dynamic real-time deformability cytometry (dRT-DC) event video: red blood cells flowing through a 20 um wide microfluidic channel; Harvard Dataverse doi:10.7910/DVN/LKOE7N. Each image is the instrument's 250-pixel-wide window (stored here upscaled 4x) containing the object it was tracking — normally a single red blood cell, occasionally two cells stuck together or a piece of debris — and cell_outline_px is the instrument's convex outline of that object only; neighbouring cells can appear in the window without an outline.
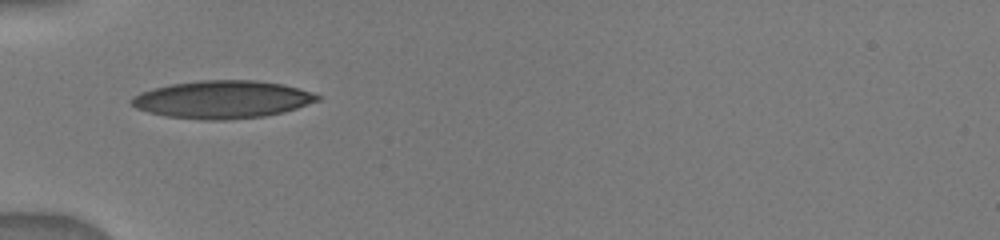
{"species": "human", "species_latin": "Homo sapiens", "temperature_condition": "warm", "stored_images_in_passage": 40, "camera_frame_rate_fps": 3000, "um_per_image_px": 0.085, "donor": {"sex": "male"}, "frame": {"image": 1, "passage_image": 1, "time_ms": 0.0, "image_size_px": [1000, 240], "cell_outline_px": [[320, 100], [284, 112], [264, 116], [228, 120], [200, 120], [164, 116], [148, 112], [136, 108], [132, 104], [132, 96], [140, 92], [152, 88], [172, 84], [200, 80], [256, 80], [284, 84], [300, 88], [312, 92], [320, 96]], "centroid_in_image_um": [18.9, 8.46], "position_along_channel_um": 66.1, "area_um2": 41.1}}
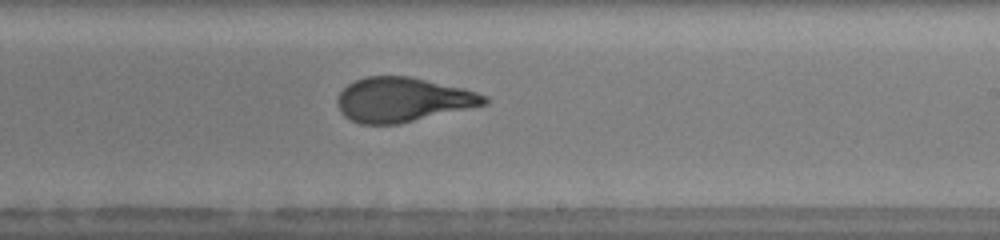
{"frame": {"image": 2, "passage_image": 20, "time_ms": 4.667, "image_size_px": [1000, 240], "cell_outline_px": [[488, 104], [396, 124], [360, 124], [344, 116], [340, 112], [336, 104], [336, 100], [340, 92], [348, 84], [356, 80], [368, 76], [408, 76], [464, 88], [488, 96]], "centroid_in_image_um": [34.21, 8.47], "position_along_channel_um": 254.8, "area_um2": 37.86}}
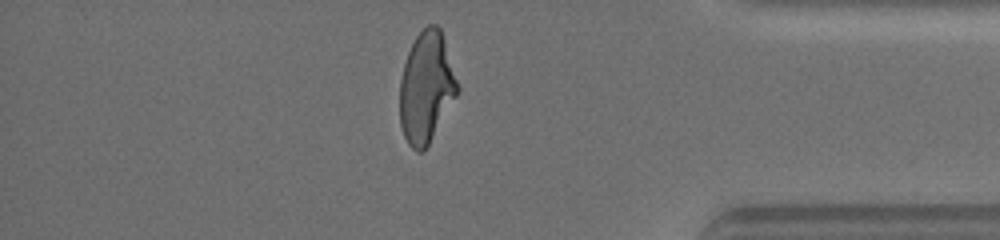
{"frame": {"image": 3, "passage_image": 36, "time_ms": 8.667, "image_size_px": [1000, 240], "cell_outline_px": [[460, 88], [456, 96], [424, 152], [416, 152], [408, 144], [404, 136], [400, 124], [400, 80], [404, 64], [408, 52], [416, 36], [428, 24], [436, 24], [440, 28]], "centroid_in_image_um": [36.23, 7.45], "position_along_channel_um": 399.0, "area_um2": 37.05}}